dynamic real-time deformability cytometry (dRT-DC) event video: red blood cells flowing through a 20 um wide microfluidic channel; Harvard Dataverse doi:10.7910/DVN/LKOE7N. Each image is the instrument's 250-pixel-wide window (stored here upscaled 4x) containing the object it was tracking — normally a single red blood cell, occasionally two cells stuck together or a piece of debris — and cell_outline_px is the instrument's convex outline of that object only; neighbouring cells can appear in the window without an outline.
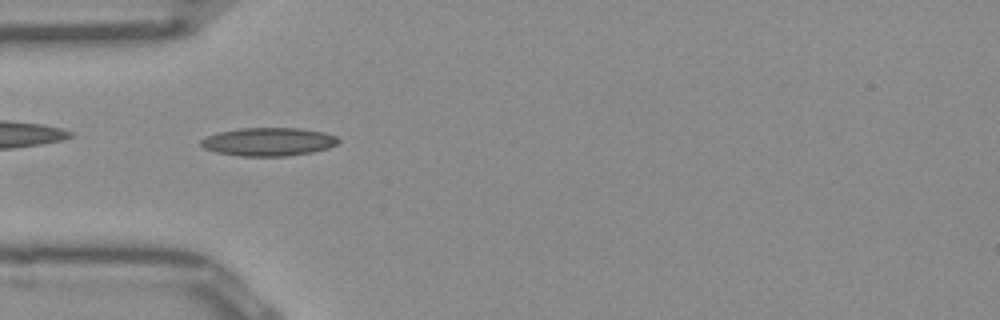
{"species": "Egyptian fruit bat (a non-hibernating species)", "species_latin": "Rousettus aegyptiacus", "temperature_condition": "room temperature", "stored_images_in_passage": 38, "camera_frame_rate_fps": 3000, "um_per_image_px": 0.085, "frame": {"image": 1, "passage_image": 2, "time_ms": 0.333, "image_size_px": [1000, 320], "cell_outline_px": [[340, 140], [336, 144], [328, 148], [312, 152], [284, 156], [240, 156], [216, 152], [204, 148], [200, 144], [200, 140], [208, 136], [220, 132], [240, 128], [300, 128], [324, 132], [336, 136]], "centroid_in_image_um": [22.83, 12.05], "position_along_channel_um": 62.2, "area_um2": 22.54}}
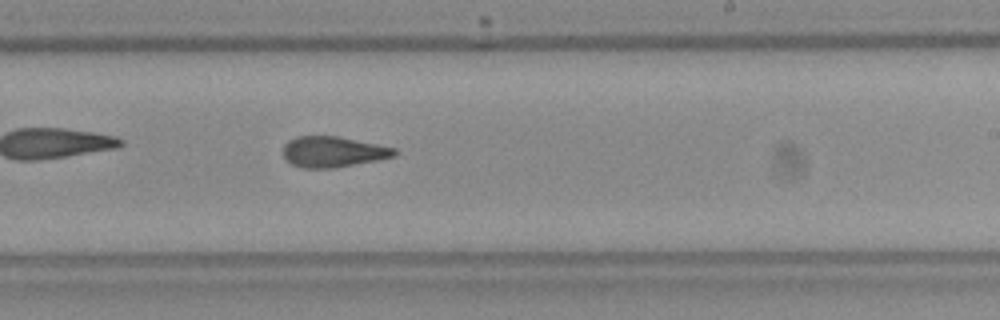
{"frame": {"image": 2, "passage_image": 17, "time_ms": 5.333, "image_size_px": [1000, 320], "cell_outline_px": [[396, 156], [376, 160], [332, 168], [304, 168], [292, 164], [284, 156], [284, 144], [288, 140], [296, 136], [336, 136], [396, 148]], "centroid_in_image_um": [28.29, 12.9], "position_along_channel_um": 260.7, "area_um2": 19.65}}
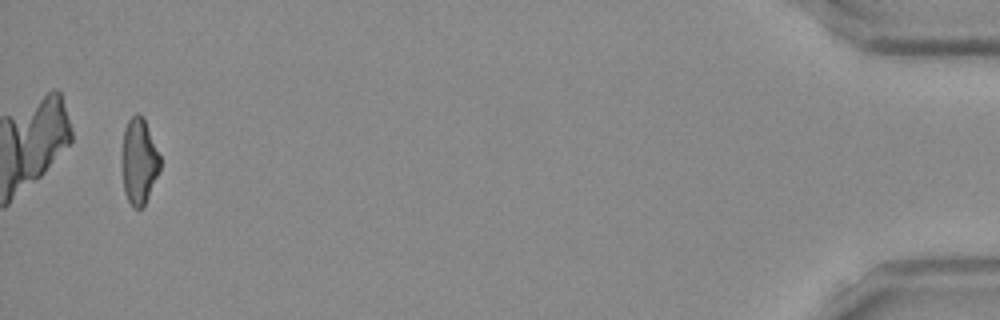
{"frame": {"image": 3, "passage_image": 36, "time_ms": 11.667, "image_size_px": [1000, 320], "cell_outline_px": [[160, 172], [144, 204], [140, 208], [132, 208], [124, 192], [120, 160], [124, 128], [128, 120], [136, 112], [140, 112], [144, 116], [160, 156]], "centroid_in_image_um": [11.79, 13.66], "position_along_channel_um": 423.4, "area_um2": 19.65}, "authors_computed_cell_mechanics": {"area_um2": 20.23, "velocity_mm_per_s": 3.9798, "shape_relaxation_time_tau1_ms": 4.8272, "shape_relaxation_time_tau2_ms": 2.5574, "deformation_change_tau1": 0.1732, "deformation_change_tau2": 0.1166}}